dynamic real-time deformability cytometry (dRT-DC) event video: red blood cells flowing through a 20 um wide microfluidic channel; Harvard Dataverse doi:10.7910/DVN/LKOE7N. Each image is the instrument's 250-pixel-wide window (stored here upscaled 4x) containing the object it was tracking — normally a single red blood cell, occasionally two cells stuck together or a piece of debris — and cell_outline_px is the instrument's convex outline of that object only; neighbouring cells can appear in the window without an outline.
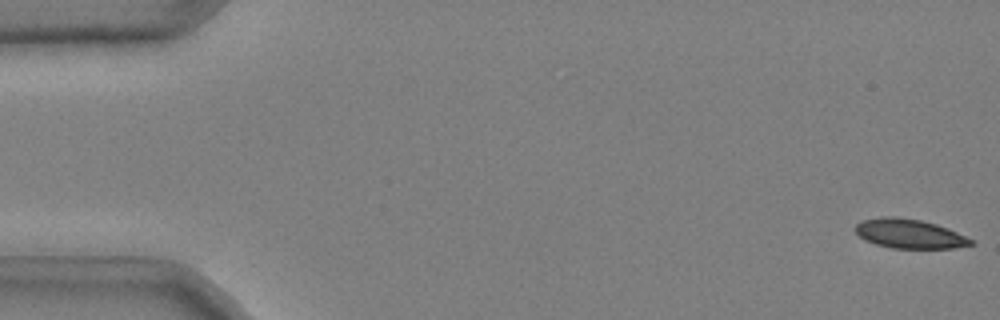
{"species": "common noctule bat (a hibernating species)", "species_latin": "Nyctalus noctula", "temperature_condition": "cold", "stored_images_in_passage": 49, "camera_frame_rate_fps": 3000, "um_per_image_px": 0.085, "animal": {"sex": "male", "body_mass_g": 20.4}, "frame": {"image": 1, "passage_image": 1, "time_ms": 0.0, "image_size_px": [1000, 320], "cell_outline_px": [[976, 244], [952, 248], [892, 248], [876, 244], [864, 240], [856, 232], [856, 224], [864, 220], [880, 216], [896, 216], [920, 220], [936, 224], [948, 228], [972, 240]], "centroid_in_image_um": [77.29, 19.86], "position_along_channel_um": 7.7, "area_um2": 19.59}}
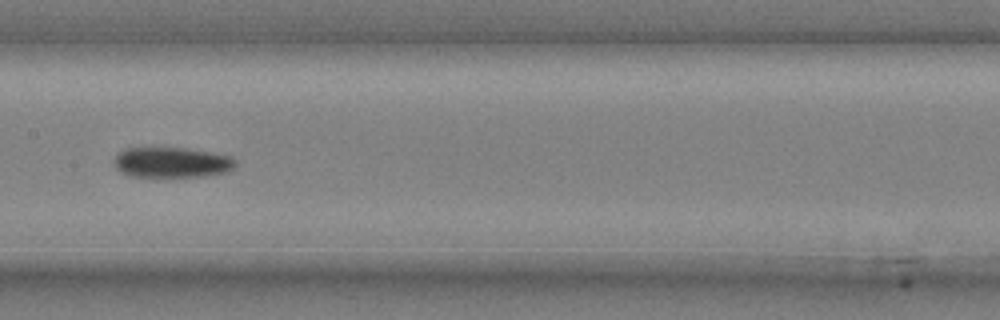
{"frame": {"image": 2, "passage_image": 27, "time_ms": 8.667, "image_size_px": [1000, 320], "cell_outline_px": [[236, 164], [228, 172], [204, 176], [156, 180], [128, 176], [120, 172], [116, 168], [112, 160], [124, 148], [184, 148], [232, 156], [236, 160]], "centroid_in_image_um": [14.55, 13.87], "position_along_channel_um": 192.9, "area_um2": 22.54}}
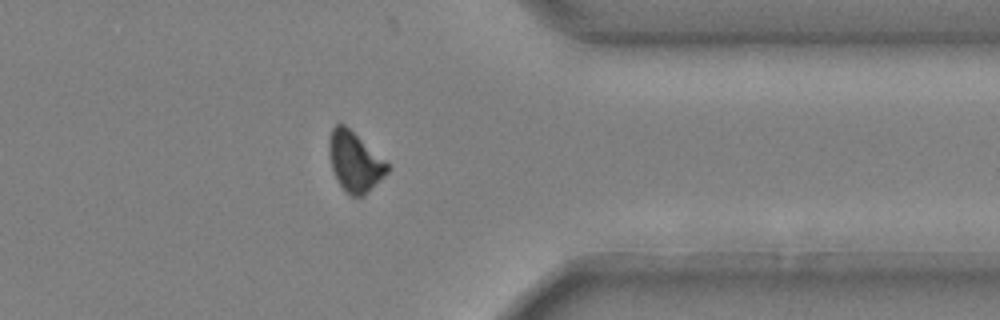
{"frame": {"image": 3, "passage_image": 43, "time_ms": 14.0, "image_size_px": [1000, 320], "cell_outline_px": [[392, 168], [364, 196], [352, 196], [344, 192], [336, 180], [332, 168], [328, 152], [328, 140], [332, 128], [336, 124], [344, 124], [392, 164]], "centroid_in_image_um": [30.18, 13.75], "position_along_channel_um": 381.2, "area_um2": 20.81}}